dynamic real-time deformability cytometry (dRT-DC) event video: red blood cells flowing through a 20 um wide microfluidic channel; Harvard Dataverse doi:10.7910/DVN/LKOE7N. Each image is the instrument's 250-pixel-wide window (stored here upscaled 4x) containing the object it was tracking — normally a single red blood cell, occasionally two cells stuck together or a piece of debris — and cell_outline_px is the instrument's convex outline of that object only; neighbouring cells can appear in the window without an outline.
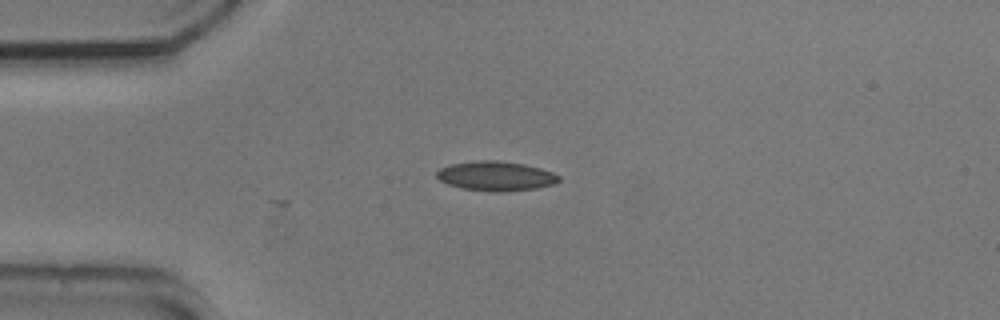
{"species": "common noctule bat (a hibernating species)", "species_latin": "Nyctalus noctula", "temperature_condition": "cold", "stored_images_in_passage": 10, "camera_frame_rate_fps": 3000, "um_per_image_px": 0.085, "animal": {"sex": "male", "body_mass_g": 20.5, "forearm_length_mm": 52.5}, "frame": {"image": 1, "passage_image": 1, "time_ms": 0.0, "image_size_px": [1000, 320], "cell_outline_px": [[560, 180], [556, 184], [536, 188], [504, 192], [492, 192], [464, 188], [448, 184], [440, 180], [436, 176], [436, 172], [440, 168], [452, 164], [476, 160], [496, 160], [524, 164], [540, 168], [552, 172], [560, 176]], "centroid_in_image_um": [42.17, 14.96], "position_along_channel_um": 42.8, "area_um2": 21.04}}